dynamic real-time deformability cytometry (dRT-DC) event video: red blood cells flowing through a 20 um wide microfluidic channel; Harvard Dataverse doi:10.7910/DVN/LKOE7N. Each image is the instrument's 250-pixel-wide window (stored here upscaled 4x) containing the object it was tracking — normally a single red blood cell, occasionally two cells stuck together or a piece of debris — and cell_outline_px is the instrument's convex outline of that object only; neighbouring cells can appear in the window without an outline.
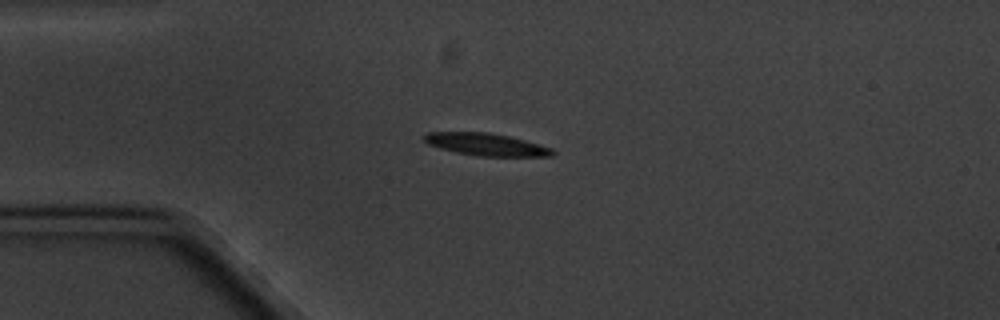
{"species": "common noctule bat (a hibernating species)", "species_latin": "Nyctalus noctula", "temperature_condition": "cold", "stored_images_in_passage": 3, "camera_frame_rate_fps": 3000, "um_per_image_px": 0.085, "animal": {"sex": "male", "body_mass_g": 20.1, "forearm_length_mm": 53.5}, "frame": {"image": 1, "passage_image": 3, "time_ms": 3.333, "image_size_px": [1000, 320], "cell_outline_px": [[556, 152], [552, 156], [480, 156], [456, 152], [440, 148], [428, 144], [424, 140], [424, 136], [428, 132], [488, 132], [508, 136], [524, 140], [552, 148]], "centroid_in_image_um": [41.33, 12.28], "position_along_channel_um": 43.7, "area_um2": 16.53}}